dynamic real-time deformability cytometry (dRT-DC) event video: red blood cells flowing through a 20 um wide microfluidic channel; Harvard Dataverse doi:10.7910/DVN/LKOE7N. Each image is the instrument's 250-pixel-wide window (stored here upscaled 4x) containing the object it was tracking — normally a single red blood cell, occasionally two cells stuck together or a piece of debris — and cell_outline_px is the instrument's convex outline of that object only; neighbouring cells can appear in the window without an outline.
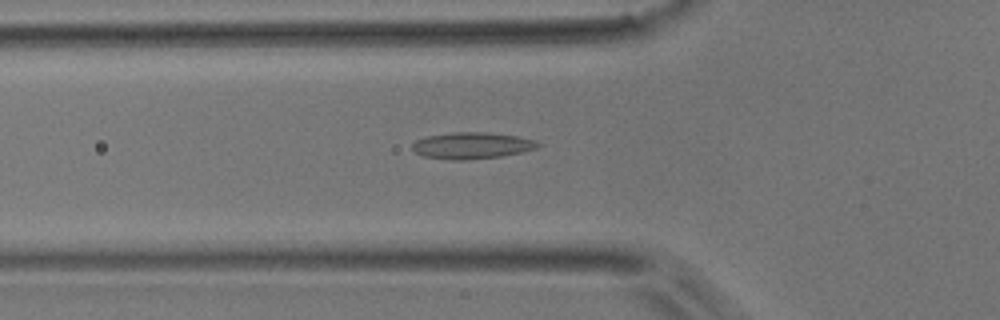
{"species": "common noctule bat (a hibernating species)", "species_latin": "Nyctalus noctula", "temperature_condition": "room temperature", "stored_images_in_passage": 72, "camera_frame_rate_fps": 3000, "um_per_image_px": 0.085, "animal": {"sex": "male", "body_mass_g": 17.9}, "frame": {"image": 1, "passage_image": 16, "time_ms": 5.0, "image_size_px": [1000, 320], "cell_outline_px": [[544, 144], [536, 148], [520, 152], [500, 156], [468, 160], [452, 160], [424, 156], [416, 152], [412, 148], [412, 144], [416, 140], [428, 136], [452, 132], [488, 132], [516, 136], [536, 140]], "centroid_in_image_um": [40.13, 12.36], "position_along_channel_um": 85.7, "area_um2": 19.36}}
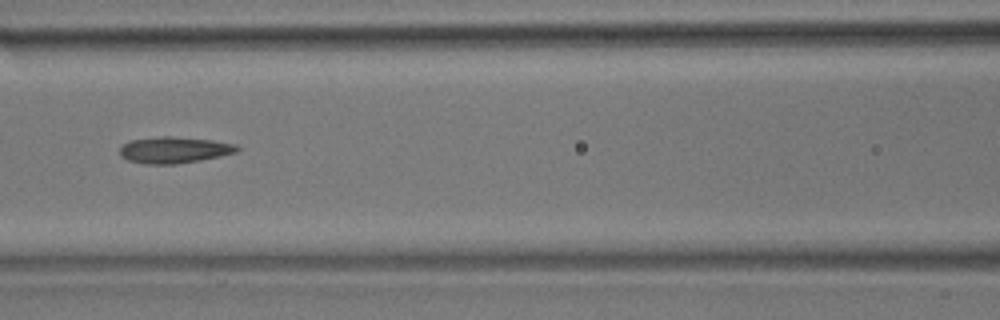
{"frame": {"image": 2, "passage_image": 21, "time_ms": 6.667, "image_size_px": [1000, 320], "cell_outline_px": [[240, 148], [236, 152], [220, 156], [200, 160], [176, 164], [144, 164], [128, 160], [120, 156], [120, 148], [124, 144], [132, 140], [160, 136], [172, 136], [212, 140], [236, 144]], "centroid_in_image_um": [14.81, 12.75], "position_along_channel_um": 151.8, "area_um2": 17.98}}